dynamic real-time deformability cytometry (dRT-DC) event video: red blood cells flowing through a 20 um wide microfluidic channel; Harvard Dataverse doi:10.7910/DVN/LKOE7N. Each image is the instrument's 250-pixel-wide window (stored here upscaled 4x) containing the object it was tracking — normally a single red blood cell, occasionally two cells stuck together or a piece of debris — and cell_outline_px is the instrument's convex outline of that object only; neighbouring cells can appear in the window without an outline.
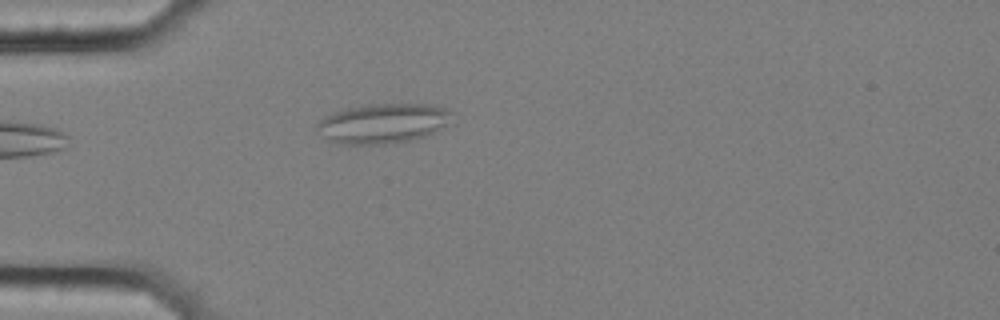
{"species": "common noctule bat (a hibernating species)", "species_latin": "Nyctalus noctula", "temperature_condition": "cold", "stored_images_in_passage": 5, "camera_frame_rate_fps": 3000, "um_per_image_px": 0.085, "animal": {"sex": "female", "body_mass_g": 25.1}, "frame": {"image": 1, "passage_image": 1, "time_ms": 0.0, "image_size_px": [1000, 320], "cell_outline_px": [[452, 112], [444, 124], [432, 132], [424, 136], [392, 144], [344, 144], [328, 140], [316, 128], [316, 124], [328, 116], [336, 112], [348, 108], [364, 104], [432, 104], [448, 108]], "centroid_in_image_um": [32.54, 10.48], "position_along_channel_um": 52.5, "area_um2": 30.69}}